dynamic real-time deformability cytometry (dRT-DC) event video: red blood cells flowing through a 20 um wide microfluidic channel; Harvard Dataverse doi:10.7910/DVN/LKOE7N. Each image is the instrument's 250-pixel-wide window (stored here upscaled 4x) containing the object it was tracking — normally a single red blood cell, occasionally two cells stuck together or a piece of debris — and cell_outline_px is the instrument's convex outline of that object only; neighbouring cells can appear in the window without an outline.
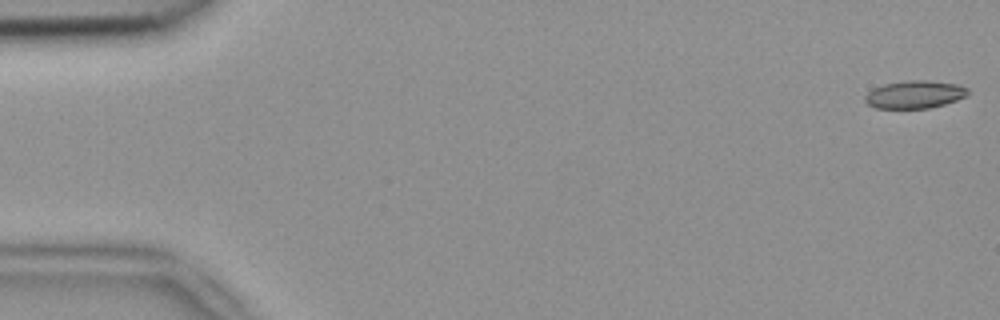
{"species": "common noctule bat (a hibernating species)", "species_latin": "Nyctalus noctula", "temperature_condition": "room temperature", "stored_images_in_passage": 4, "camera_frame_rate_fps": 3000, "um_per_image_px": 0.085, "animal": {"sex": "female", "body_mass_g": 18.4}, "frame": {"image": 1, "passage_image": 1, "time_ms": 0.0, "image_size_px": [1000, 320], "cell_outline_px": [[968, 96], [944, 104], [928, 108], [876, 108], [868, 104], [864, 100], [864, 96], [872, 88], [884, 84], [908, 80], [928, 80], [960, 84], [968, 88]], "centroid_in_image_um": [77.76, 8.02], "position_along_channel_um": 7.2, "area_um2": 16.76}}